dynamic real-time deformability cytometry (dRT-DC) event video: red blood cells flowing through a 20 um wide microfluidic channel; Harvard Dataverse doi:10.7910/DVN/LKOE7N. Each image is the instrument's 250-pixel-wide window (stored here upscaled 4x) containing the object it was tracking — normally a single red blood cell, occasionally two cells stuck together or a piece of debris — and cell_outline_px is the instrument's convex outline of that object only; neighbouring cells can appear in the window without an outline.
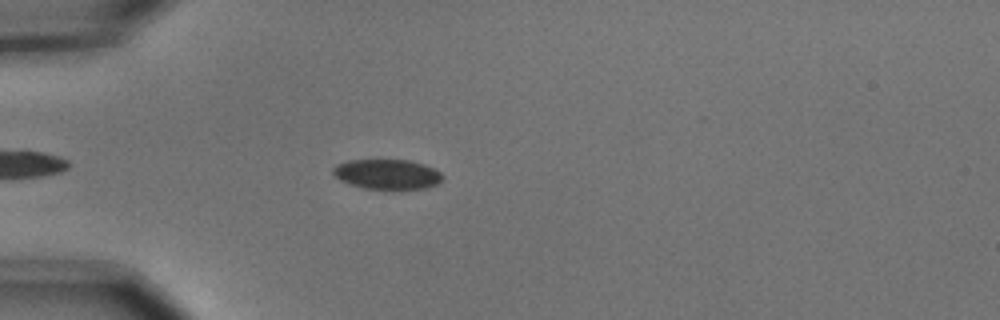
{"species": "common noctule bat (a hibernating species)", "species_latin": "Nyctalus noctula", "temperature_condition": "cold", "stored_images_in_passage": 5, "camera_frame_rate_fps": 3000, "um_per_image_px": 0.085, "animal": {"sex": "male", "body_mass_g": 15.6}, "frame": {"image": 1, "passage_image": 4, "time_ms": 1.0, "image_size_px": [1000, 320], "cell_outline_px": [[444, 176], [436, 184], [424, 188], [364, 188], [340, 180], [332, 172], [332, 168], [336, 164], [348, 160], [380, 156], [408, 160], [424, 164], [440, 172]], "centroid_in_image_um": [32.85, 14.73], "position_along_channel_um": 52.1, "area_um2": 19.59}}